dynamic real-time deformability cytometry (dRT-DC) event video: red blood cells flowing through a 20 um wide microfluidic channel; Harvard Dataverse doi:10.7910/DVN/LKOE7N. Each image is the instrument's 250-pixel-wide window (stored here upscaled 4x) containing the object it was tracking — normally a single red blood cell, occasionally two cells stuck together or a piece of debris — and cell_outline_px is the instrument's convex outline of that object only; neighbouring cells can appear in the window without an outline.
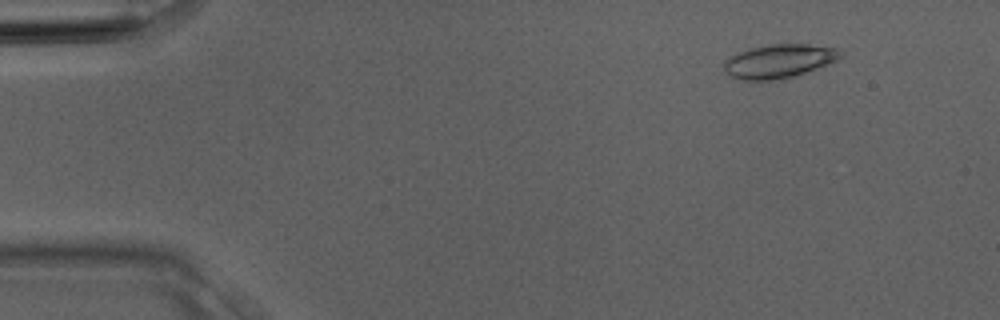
{"species": "Egyptian fruit bat (a non-hibernating species)", "species_latin": "Rousettus aegyptiacus", "temperature_condition": "room temperature", "stored_images_in_passage": 2, "camera_frame_rate_fps": 3000, "um_per_image_px": 0.085, "animal": {"sex": "male"}, "frame": {"image": 1, "passage_image": 1, "time_ms": 0.0, "image_size_px": [1000, 320], "cell_outline_px": [[844, 52], [836, 60], [816, 68], [780, 80], [740, 80], [728, 76], [724, 72], [724, 60], [728, 56], [736, 52], [748, 48], [768, 44], [808, 44], [840, 48]], "centroid_in_image_um": [66.14, 5.18], "position_along_channel_um": 18.9, "area_um2": 23.18}}
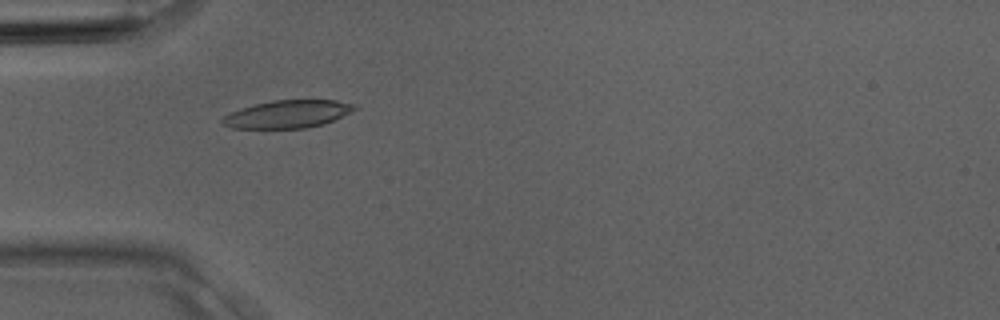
{"frame": {"image": 2, "passage_image": 2, "time_ms": 0.333, "image_size_px": [1000, 320], "cell_outline_px": [[360, 108], [352, 112], [324, 124], [304, 128], [232, 128], [224, 124], [220, 120], [224, 116], [240, 108], [272, 100], [336, 100], [356, 104]], "centroid_in_image_um": [24.51, 9.69], "position_along_channel_um": 60.5, "area_um2": 21.39}}